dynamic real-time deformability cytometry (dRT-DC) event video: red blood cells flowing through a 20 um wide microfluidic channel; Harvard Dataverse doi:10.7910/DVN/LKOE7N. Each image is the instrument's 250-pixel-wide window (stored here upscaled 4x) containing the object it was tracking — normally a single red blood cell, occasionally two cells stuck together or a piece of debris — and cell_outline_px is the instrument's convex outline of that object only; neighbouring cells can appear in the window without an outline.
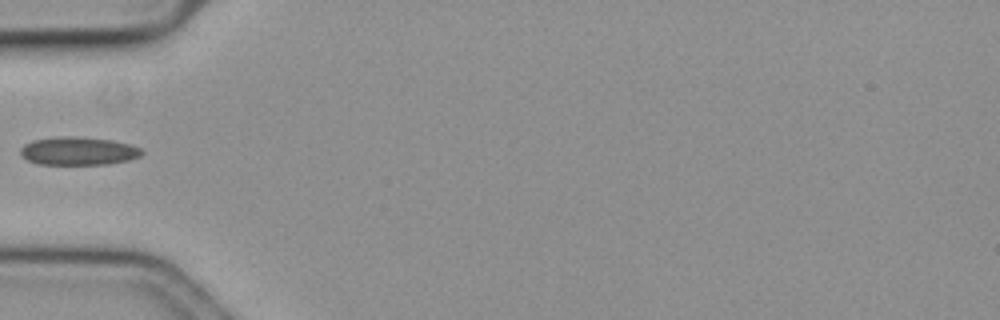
{"species": "common noctule bat (a hibernating species)", "species_latin": "Nyctalus noctula", "temperature_condition": "cold", "stored_images_in_passage": 22, "camera_frame_rate_fps": 3000, "um_per_image_px": 0.085, "animal": {"sex": "female", "body_mass_g": 19.3, "forearm_length_mm": 54.1}, "frame": {"image": 1, "passage_image": 1, "time_ms": 0.0, "image_size_px": [1000, 320], "cell_outline_px": [[144, 152], [140, 156], [128, 160], [108, 164], [40, 164], [28, 160], [20, 156], [20, 148], [24, 144], [32, 140], [56, 136], [76, 136], [112, 140], [128, 144], [140, 148]], "centroid_in_image_um": [6.62, 12.82], "position_along_channel_um": 78.4, "area_um2": 20.0}}
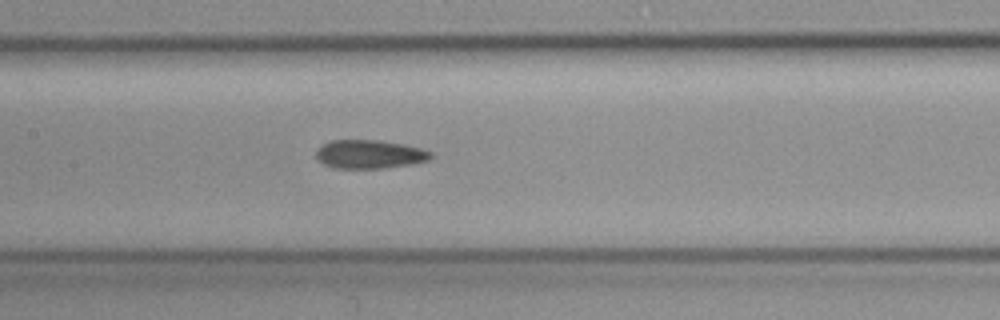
{"frame": {"image": 2, "passage_image": 9, "time_ms": 2.667, "image_size_px": [1000, 320], "cell_outline_px": [[432, 156], [428, 160], [412, 164], [384, 168], [332, 168], [324, 164], [316, 156], [316, 152], [324, 144], [332, 140], [380, 140], [404, 144], [420, 148], [432, 152]], "centroid_in_image_um": [31.44, 13.11], "position_along_channel_um": 176.0, "area_um2": 19.02}}
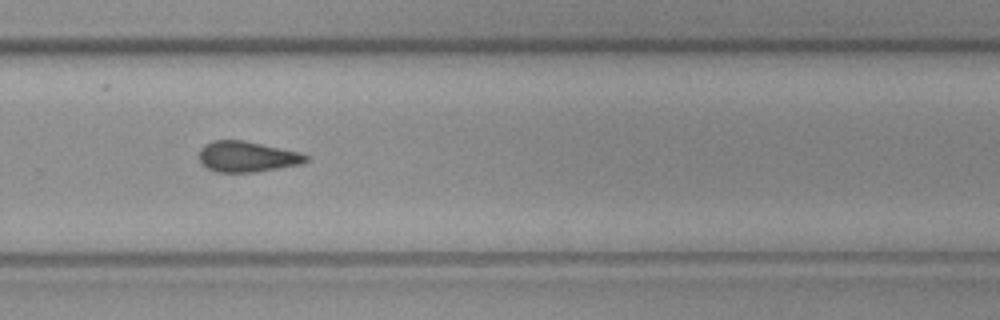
{"frame": {"image": 3, "passage_image": 20, "time_ms": 6.333, "image_size_px": [1000, 320], "cell_outline_px": [[308, 160], [300, 164], [256, 172], [216, 172], [208, 168], [200, 160], [200, 148], [204, 144], [212, 140], [244, 140], [300, 152], [308, 156]], "centroid_in_image_um": [21.0, 13.3], "position_along_channel_um": 308.8, "area_um2": 19.02}}